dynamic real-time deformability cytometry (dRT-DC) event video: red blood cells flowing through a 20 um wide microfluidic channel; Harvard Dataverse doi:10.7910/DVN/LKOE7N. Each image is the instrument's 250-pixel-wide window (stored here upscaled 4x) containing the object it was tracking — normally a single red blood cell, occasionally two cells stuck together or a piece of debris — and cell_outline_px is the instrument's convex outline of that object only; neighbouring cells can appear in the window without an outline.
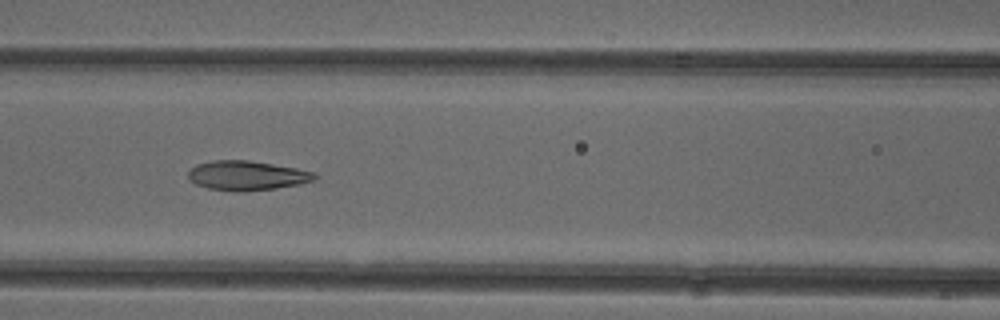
{"species": "common noctule bat (a hibernating species)", "species_latin": "Nyctalus noctula", "temperature_condition": "cold", "stored_images_in_passage": 23, "camera_frame_rate_fps": 3000, "um_per_image_px": 0.085, "animal": {"sex": "female"}, "frame": {"image": 1, "passage_image": 11, "time_ms": 3.333, "image_size_px": [1000, 320], "cell_outline_px": [[316, 180], [276, 188], [244, 192], [236, 192], [208, 188], [196, 184], [188, 176], [188, 172], [196, 164], [212, 160], [248, 160], [296, 168], [316, 172]], "centroid_in_image_um": [20.98, 14.92], "position_along_channel_um": 145.6, "area_um2": 21.68}}
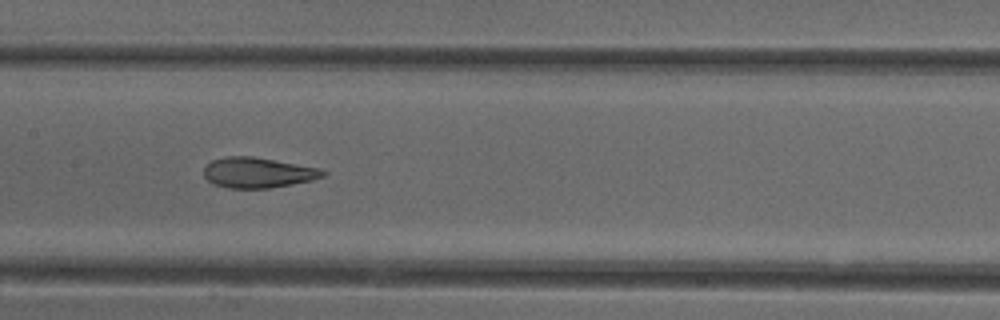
{"frame": {"image": 2, "passage_image": 14, "time_ms": 4.333, "image_size_px": [1000, 320], "cell_outline_px": [[328, 172], [324, 176], [312, 180], [292, 184], [268, 188], [228, 188], [212, 184], [204, 176], [204, 168], [212, 160], [228, 156], [252, 156], [320, 168]], "centroid_in_image_um": [21.92, 14.67], "position_along_channel_um": 185.5, "area_um2": 21.04}}